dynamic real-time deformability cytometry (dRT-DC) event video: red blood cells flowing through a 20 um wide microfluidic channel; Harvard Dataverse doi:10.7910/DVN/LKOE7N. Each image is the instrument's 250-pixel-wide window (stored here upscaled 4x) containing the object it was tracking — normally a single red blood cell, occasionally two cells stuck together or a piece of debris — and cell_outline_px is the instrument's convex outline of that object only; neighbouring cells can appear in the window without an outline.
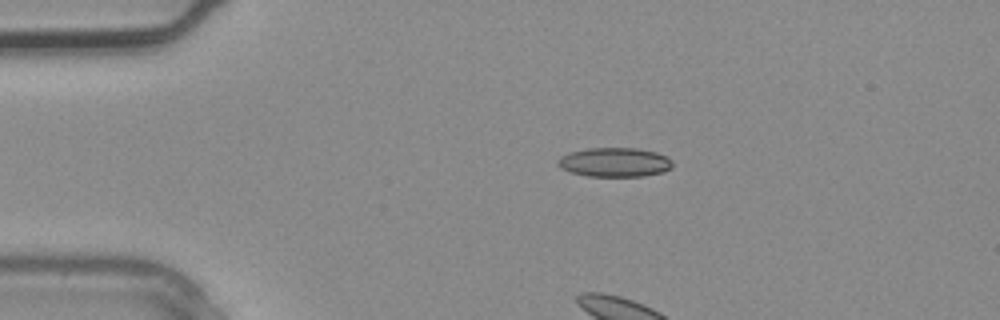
{"species": "common noctule bat (a hibernating species)", "species_latin": "Nyctalus noctula", "temperature_condition": "warm", "stored_images_in_passage": 3, "camera_frame_rate_fps": 3000, "um_per_image_px": 0.085, "animal": {"sex": "male", "body_mass_g": 20.4}, "frame": {"image": 1, "passage_image": 1, "time_ms": 0.0, "image_size_px": [1000, 320], "cell_outline_px": [[672, 168], [664, 172], [644, 176], [588, 176], [572, 172], [560, 168], [556, 164], [556, 160], [560, 156], [572, 152], [588, 148], [636, 148], [656, 152], [668, 156], [672, 160]], "centroid_in_image_um": [52.26, 13.79], "position_along_channel_um": 32.7, "area_um2": 19.65}}